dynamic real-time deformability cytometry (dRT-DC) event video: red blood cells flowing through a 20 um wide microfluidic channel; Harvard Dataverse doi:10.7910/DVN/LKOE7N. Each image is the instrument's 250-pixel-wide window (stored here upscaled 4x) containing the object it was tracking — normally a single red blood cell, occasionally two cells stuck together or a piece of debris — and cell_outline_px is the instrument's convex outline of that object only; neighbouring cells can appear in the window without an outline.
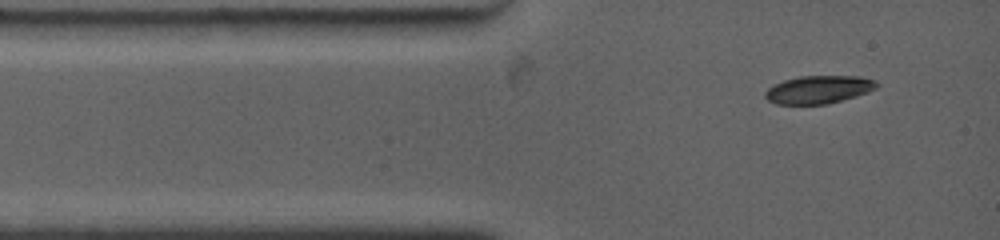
{"species": "common noctule bat (a hibernating species)", "species_latin": "Nyctalus noctula", "temperature_condition": "warm", "stored_images_in_passage": 12, "camera_frame_rate_fps": 4500, "um_per_image_px": 0.085, "animal": {"sex": "female", "body_mass_g": 19.0, "forearm_length_mm": 53.3}, "frame": {"image": 1, "passage_image": 1, "time_ms": 0.0, "image_size_px": [1000, 240], "cell_outline_px": [[880, 84], [876, 88], [868, 92], [856, 96], [828, 104], [776, 104], [768, 100], [764, 96], [764, 92], [772, 84], [784, 80], [800, 76], [860, 76], [876, 80]], "centroid_in_image_um": [69.58, 7.61], "position_along_channel_um": 15.4, "area_um2": 18.32}}
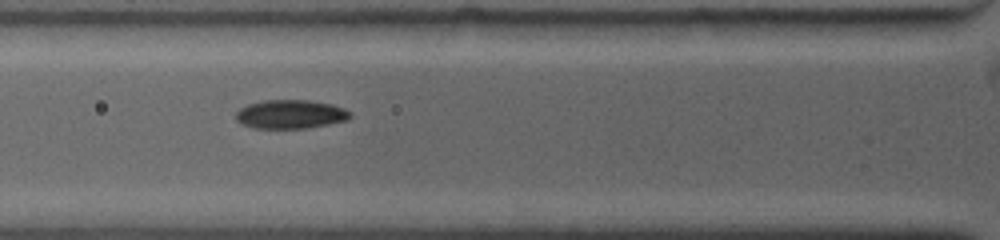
{"frame": {"image": 2, "passage_image": 6, "time_ms": 2.889, "image_size_px": [1000, 240], "cell_outline_px": [[352, 116], [344, 120], [328, 124], [304, 128], [256, 128], [244, 124], [236, 120], [236, 112], [240, 108], [248, 104], [264, 100], [308, 100], [332, 104], [344, 108]], "centroid_in_image_um": [24.67, 9.7], "position_along_channel_um": 101.1, "area_um2": 18.9}}
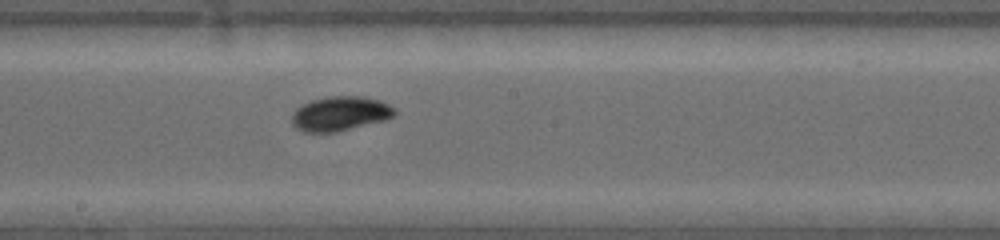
{"frame": {"image": 3, "passage_image": 12, "time_ms": 6.0, "image_size_px": [1000, 240], "cell_outline_px": [[396, 112], [392, 116], [384, 120], [336, 132], [304, 132], [296, 128], [292, 124], [292, 116], [296, 108], [312, 100], [328, 96], [360, 96], [380, 100], [396, 108]], "centroid_in_image_um": [28.91, 9.65], "position_along_channel_um": 219.3, "area_um2": 20.52}}